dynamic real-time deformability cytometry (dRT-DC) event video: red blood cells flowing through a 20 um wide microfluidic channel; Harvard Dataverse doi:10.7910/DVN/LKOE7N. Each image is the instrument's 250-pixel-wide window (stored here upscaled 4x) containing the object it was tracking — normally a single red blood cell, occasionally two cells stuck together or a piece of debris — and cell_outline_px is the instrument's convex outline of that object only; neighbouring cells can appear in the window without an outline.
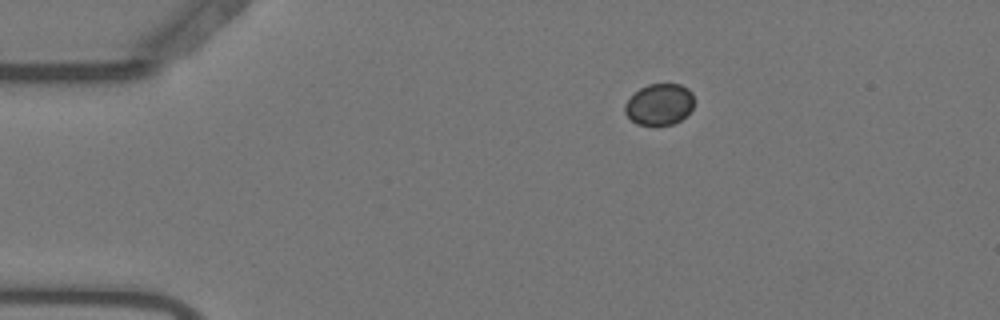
{"species": "Egyptian fruit bat (a non-hibernating species)", "species_latin": "Rousettus aegyptiacus", "temperature_condition": "warm", "stored_images_in_passage": 57, "camera_frame_rate_fps": 3000, "um_per_image_px": 0.085, "animal": {"sex": "female"}, "frame": {"image": 1, "passage_image": 11, "time_ms": 3.333, "image_size_px": [1000, 320], "cell_outline_px": [[692, 108], [680, 120], [672, 124], [636, 124], [624, 112], [624, 104], [640, 88], [648, 84], [680, 84], [688, 88], [692, 92]], "centroid_in_image_um": [56.03, 8.85], "position_along_channel_um": 29.0, "area_um2": 16.36}}
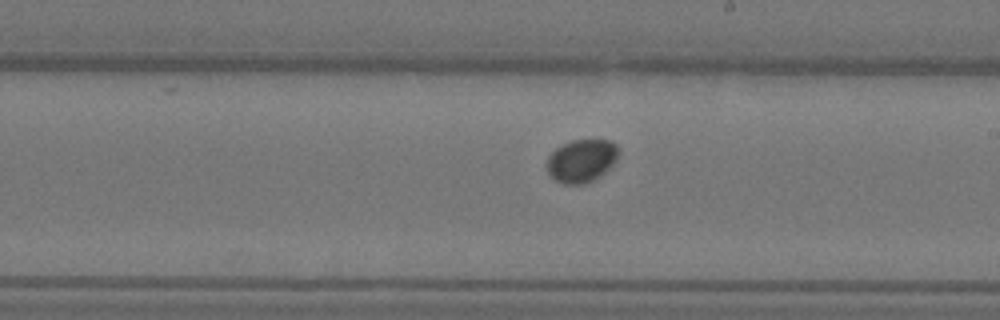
{"frame": {"image": 2, "passage_image": 33, "time_ms": 10.667, "image_size_px": [1000, 320], "cell_outline_px": [[616, 160], [600, 176], [584, 184], [564, 184], [556, 180], [548, 172], [548, 156], [556, 148], [572, 140], [612, 140], [616, 144]], "centroid_in_image_um": [49.42, 13.66], "position_along_channel_um": 239.6, "area_um2": 17.51}}
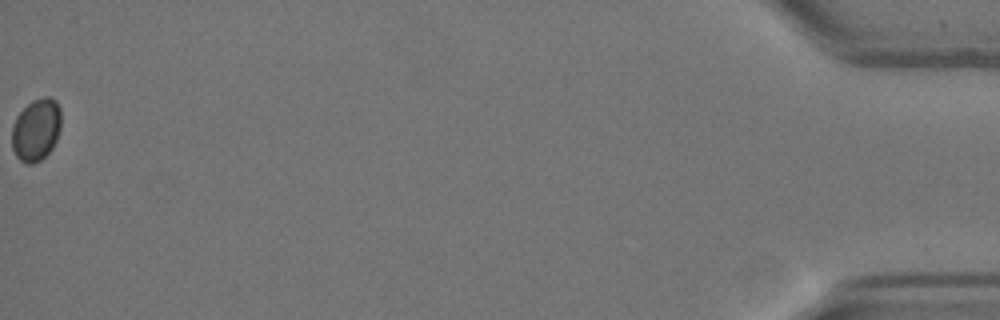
{"frame": {"image": 3, "passage_image": 57, "time_ms": 18.667, "image_size_px": [1000, 320], "cell_outline_px": [[60, 128], [56, 140], [52, 148], [40, 160], [32, 164], [24, 164], [16, 156], [12, 148], [12, 124], [16, 116], [32, 100], [44, 96], [52, 96], [56, 100], [60, 108]], "centroid_in_image_um": [3.06, 11.01], "position_along_channel_um": 432.1, "area_um2": 18.03}}